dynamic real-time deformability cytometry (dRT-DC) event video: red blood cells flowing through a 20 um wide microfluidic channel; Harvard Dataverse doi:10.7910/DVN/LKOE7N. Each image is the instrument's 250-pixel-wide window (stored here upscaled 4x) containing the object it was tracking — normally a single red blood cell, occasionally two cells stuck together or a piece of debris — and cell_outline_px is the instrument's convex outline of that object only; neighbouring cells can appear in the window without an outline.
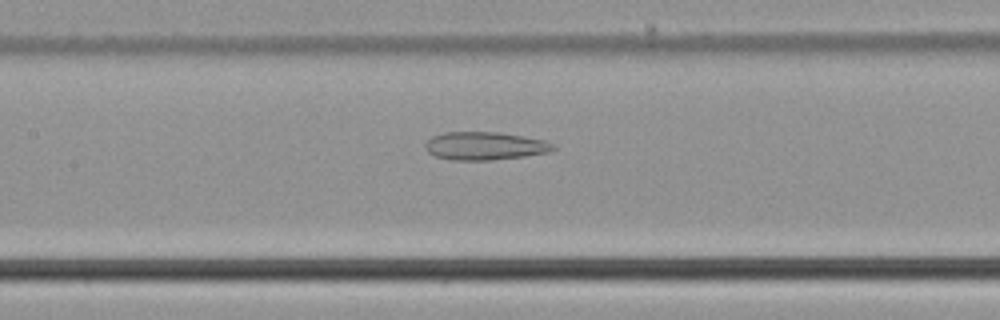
{"species": "common noctule bat (a hibernating species)", "species_latin": "Nyctalus noctula", "temperature_condition": "cold", "stored_images_in_passage": 54, "camera_frame_rate_fps": 3000, "um_per_image_px": 0.085, "animal": {"sex": "male", "body_mass_g": 21.5, "forearm_length_mm": 52.0}, "frame": {"image": 1, "passage_image": 25, "time_ms": 8.0, "image_size_px": [1000, 320], "cell_outline_px": [[556, 148], [548, 152], [524, 156], [492, 160], [448, 160], [436, 156], [428, 152], [424, 148], [424, 144], [432, 136], [444, 132], [500, 132], [524, 136], [544, 140], [552, 144]], "centroid_in_image_um": [41.17, 12.4], "position_along_channel_um": 166.2, "area_um2": 20.98}}
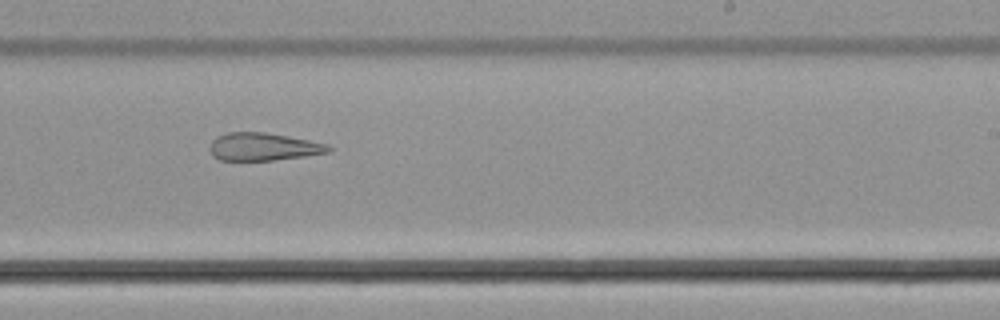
{"frame": {"image": 2, "passage_image": 33, "time_ms": 10.667, "image_size_px": [1000, 320], "cell_outline_px": [[332, 152], [304, 156], [272, 160], [220, 160], [212, 156], [208, 148], [212, 140], [216, 136], [228, 132], [264, 132], [288, 136], [328, 144], [332, 148]], "centroid_in_image_um": [22.36, 12.47], "position_along_channel_um": 266.6, "area_um2": 19.31}}
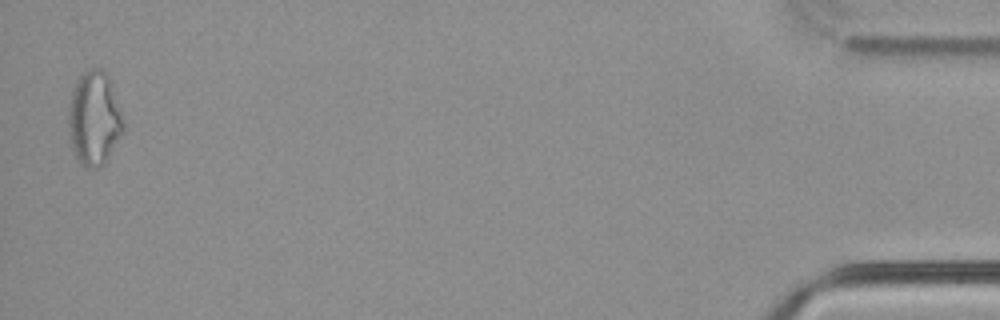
{"frame": {"image": 3, "passage_image": 53, "time_ms": 17.333, "image_size_px": [1000, 320], "cell_outline_px": [[124, 132], [104, 164], [100, 168], [88, 168], [80, 164], [72, 148], [68, 132], [68, 108], [72, 92], [76, 80], [80, 72], [88, 68], [100, 68], [108, 72], [124, 124]], "centroid_in_image_um": [7.99, 10.05], "position_along_channel_um": 427.2, "area_um2": 30.52}, "authors_computed_cell_mechanics": {"area_um2": 26.2412, "velocity_mm_per_s": 3.7901, "shape_relaxation_time_tau1_ms": null, "shape_relaxation_time_tau2_ms": 4.5177, "deformation_change_tau1": null, "deformation_change_tau2": 0.1523}}